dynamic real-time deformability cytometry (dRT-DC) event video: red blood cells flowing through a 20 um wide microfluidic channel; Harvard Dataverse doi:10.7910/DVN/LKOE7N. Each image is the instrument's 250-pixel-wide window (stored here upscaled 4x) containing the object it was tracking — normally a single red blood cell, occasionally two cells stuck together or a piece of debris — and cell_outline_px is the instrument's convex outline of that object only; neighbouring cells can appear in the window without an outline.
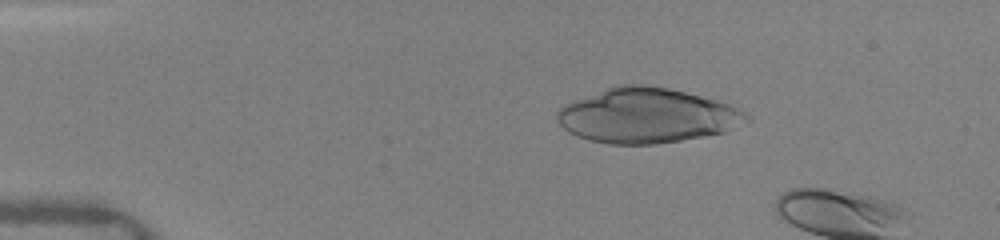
{"species": "human", "species_latin": "Homo sapiens", "temperature_condition": "warm", "stored_images_in_passage": 11, "camera_frame_rate_fps": 3000, "um_per_image_px": 0.085, "donor": {"sex": "female"}, "frame": {"image": 1, "passage_image": 8, "time_ms": 1.667, "image_size_px": [1000, 240], "cell_outline_px": [[752, 120], [724, 132], [704, 136], [656, 144], [608, 144], [588, 140], [568, 132], [556, 120], [556, 112], [564, 104], [572, 100], [616, 84], [644, 84], [668, 88], [716, 100], [728, 104], [752, 116]], "centroid_in_image_um": [54.96, 9.82], "position_along_channel_um": 30.0, "area_um2": 60.63}}